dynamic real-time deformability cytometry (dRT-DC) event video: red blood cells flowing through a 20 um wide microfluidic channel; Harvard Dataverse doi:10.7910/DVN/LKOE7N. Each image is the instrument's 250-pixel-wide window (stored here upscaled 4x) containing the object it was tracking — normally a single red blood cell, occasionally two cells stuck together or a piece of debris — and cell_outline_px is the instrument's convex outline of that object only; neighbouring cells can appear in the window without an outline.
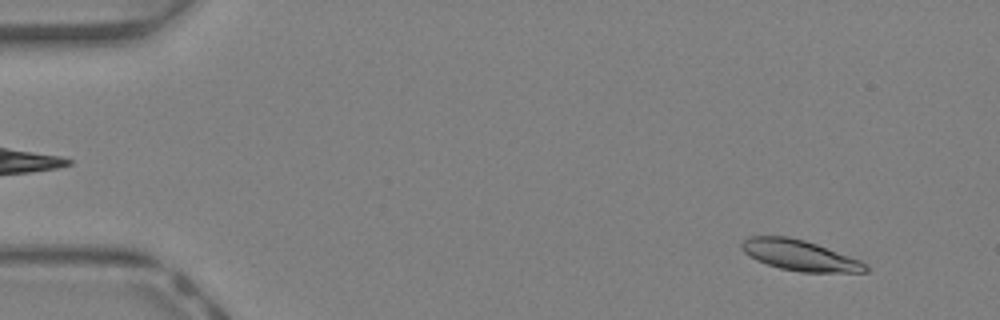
{"species": "Egyptian fruit bat (a non-hibernating species)", "species_latin": "Rousettus aegyptiacus", "temperature_condition": "warm", "stored_images_in_passage": 44, "camera_frame_rate_fps": 3000, "um_per_image_px": 0.085, "animal": {"sex": "female"}, "frame": {"image": 1, "passage_image": 4, "time_ms": 1.0, "image_size_px": [1000, 320], "cell_outline_px": [[868, 272], [800, 272], [780, 268], [756, 260], [744, 252], [740, 248], [740, 244], [748, 236], [788, 236], [804, 240], [816, 244], [860, 260], [868, 264]], "centroid_in_image_um": [67.96, 21.7], "position_along_channel_um": 17.0, "area_um2": 22.02}}
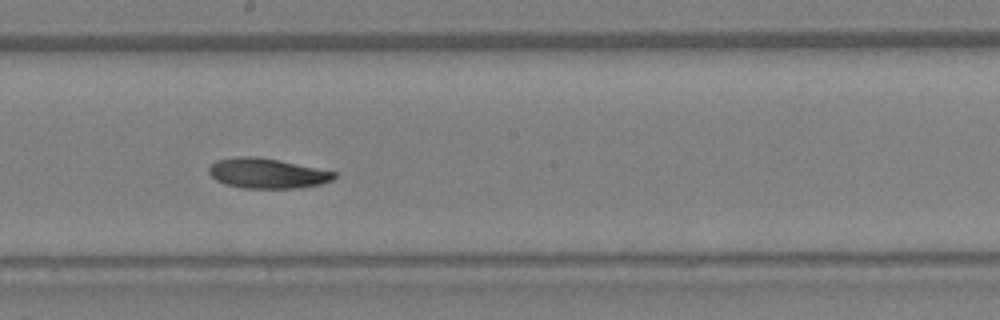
{"frame": {"image": 2, "passage_image": 25, "time_ms": 8.0, "image_size_px": [1000, 320], "cell_outline_px": [[336, 176], [332, 180], [320, 184], [296, 188], [244, 188], [224, 184], [216, 180], [208, 172], [208, 168], [216, 160], [240, 156], [252, 156], [280, 160], [336, 172]], "centroid_in_image_um": [22.69, 14.73], "position_along_channel_um": 225.5, "area_um2": 21.85}}
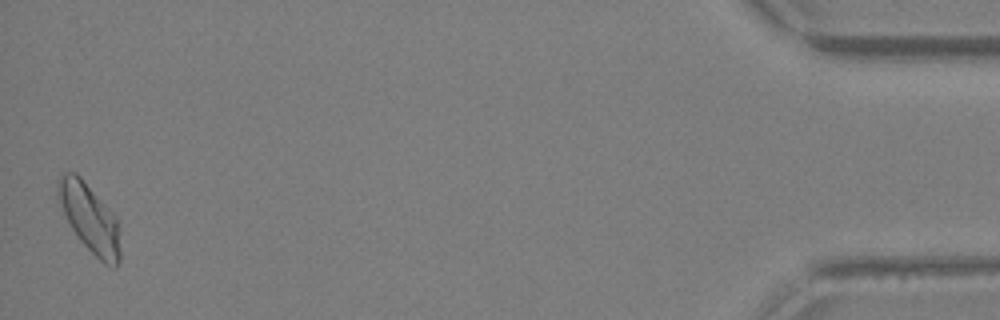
{"frame": {"image": 3, "passage_image": 44, "time_ms": 14.333, "image_size_px": [1000, 320], "cell_outline_px": [[120, 260], [116, 268], [112, 268], [104, 264], [80, 240], [72, 228], [56, 196], [56, 180], [64, 172], [76, 172], [80, 176], [116, 216], [120, 252]], "centroid_in_image_um": [7.6, 18.52], "position_along_channel_um": 427.6, "area_um2": 24.62}}